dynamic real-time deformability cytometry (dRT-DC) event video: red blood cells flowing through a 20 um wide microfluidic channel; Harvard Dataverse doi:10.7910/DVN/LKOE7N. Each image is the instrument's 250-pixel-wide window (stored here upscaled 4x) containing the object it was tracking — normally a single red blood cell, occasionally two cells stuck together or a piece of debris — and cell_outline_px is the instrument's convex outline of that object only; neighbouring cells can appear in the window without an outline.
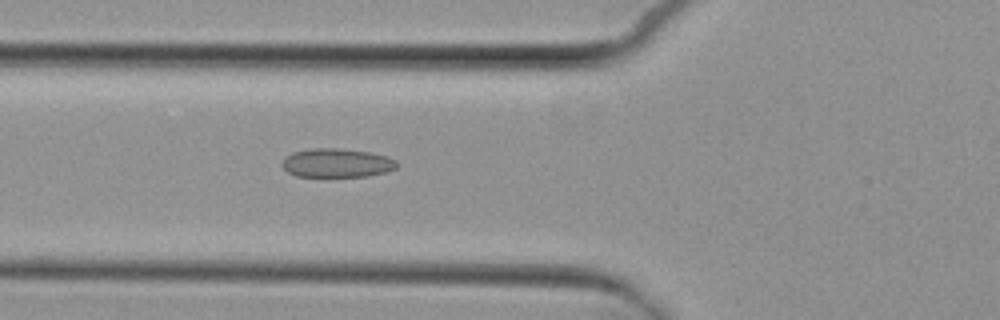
{"species": "common noctule bat (a hibernating species)", "species_latin": "Nyctalus noctula", "temperature_condition": "cold", "stored_images_in_passage": 6, "camera_frame_rate_fps": 3000, "um_per_image_px": 0.085, "animal": {"sex": "female", "body_mass_g": 29.2, "forearm_length_mm": 56.3}, "frame": {"image": 1, "passage_image": 6, "time_ms": 6.0, "image_size_px": [1000, 320], "cell_outline_px": [[400, 164], [396, 168], [384, 172], [368, 176], [296, 176], [288, 172], [280, 164], [284, 156], [292, 152], [312, 148], [336, 148], [368, 152], [388, 156], [396, 160]], "centroid_in_image_um": [28.61, 13.84], "position_along_channel_um": 97.2, "area_um2": 19.36}}